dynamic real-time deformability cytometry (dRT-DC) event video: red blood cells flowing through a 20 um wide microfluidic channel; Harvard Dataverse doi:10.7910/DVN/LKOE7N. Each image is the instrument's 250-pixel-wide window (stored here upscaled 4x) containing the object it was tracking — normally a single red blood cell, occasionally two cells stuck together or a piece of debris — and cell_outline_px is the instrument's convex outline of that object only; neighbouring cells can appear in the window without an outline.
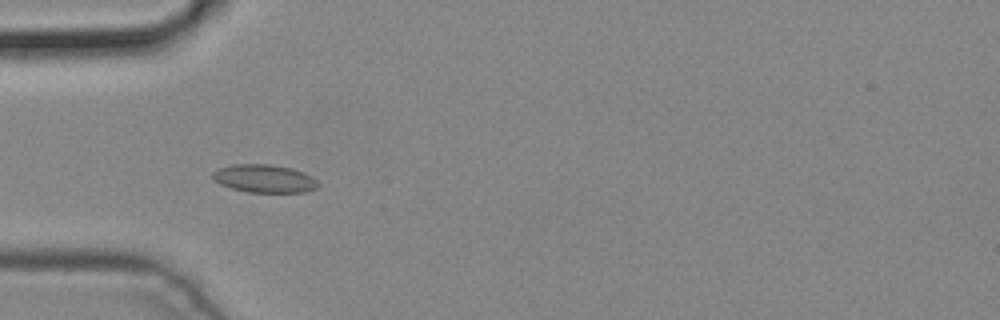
{"species": "common noctule bat (a hibernating species)", "species_latin": "Nyctalus noctula", "temperature_condition": "cold", "stored_images_in_passage": 5, "camera_frame_rate_fps": 3000, "um_per_image_px": 0.085, "animal": {"sex": "male", "body_mass_g": 19.2, "forearm_length_mm": 51.8}, "frame": {"image": 1, "passage_image": 3, "time_ms": 0.667, "image_size_px": [1000, 320], "cell_outline_px": [[320, 184], [316, 188], [304, 192], [248, 192], [232, 188], [220, 184], [212, 176], [212, 172], [216, 168], [232, 164], [268, 164], [292, 168], [304, 172], [312, 176]], "centroid_in_image_um": [22.47, 15.17], "position_along_channel_um": 62.5, "area_um2": 17.28}}
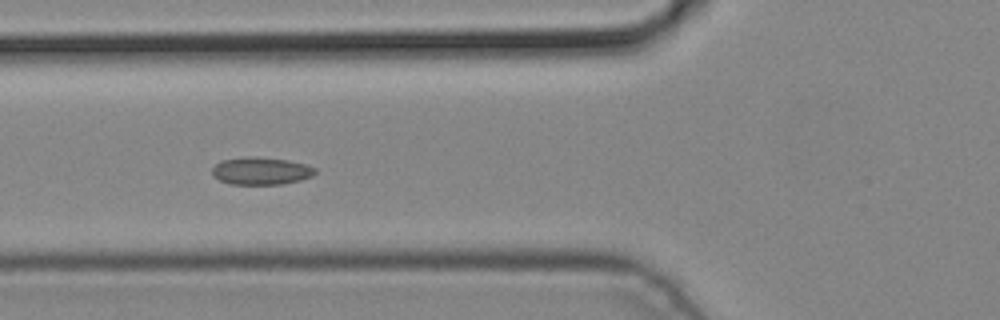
{"frame": {"image": 2, "passage_image": 4, "time_ms": 1.0, "image_size_px": [1000, 320], "cell_outline_px": [[316, 172], [312, 176], [300, 180], [284, 184], [232, 184], [220, 180], [212, 176], [212, 168], [220, 160], [244, 156], [256, 156], [288, 160], [304, 164], [316, 168]], "centroid_in_image_um": [22.16, 14.52], "position_along_channel_um": 103.6, "area_um2": 16.65}}
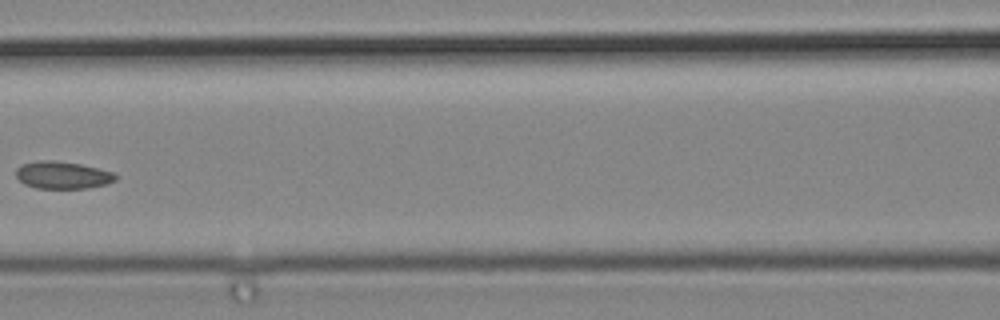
{"frame": {"image": 3, "passage_image": 5, "time_ms": 1.333, "image_size_px": [1000, 320], "cell_outline_px": [[116, 180], [104, 184], [88, 188], [36, 188], [24, 184], [16, 176], [16, 168], [20, 164], [40, 160], [52, 160], [80, 164], [116, 172]], "centroid_in_image_um": [5.3, 14.87], "position_along_channel_um": 161.3, "area_um2": 15.9}}